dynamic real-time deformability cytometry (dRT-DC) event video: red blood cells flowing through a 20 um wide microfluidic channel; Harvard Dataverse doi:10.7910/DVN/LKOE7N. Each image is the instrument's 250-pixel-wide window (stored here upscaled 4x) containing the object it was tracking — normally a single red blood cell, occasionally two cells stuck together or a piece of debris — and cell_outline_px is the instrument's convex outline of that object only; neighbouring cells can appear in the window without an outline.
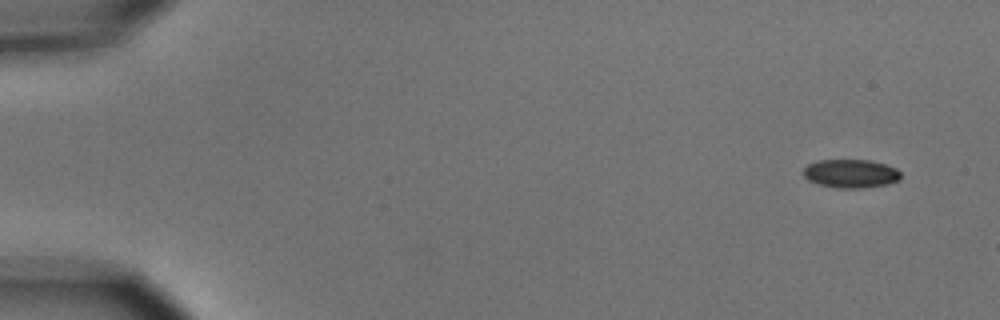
{"species": "common noctule bat (a hibernating species)", "species_latin": "Nyctalus noctula", "temperature_condition": "cold", "stored_images_in_passage": 2, "camera_frame_rate_fps": 3000, "um_per_image_px": 0.085, "animal": {"sex": "male", "body_mass_g": 15.6}, "frame": {"image": 1, "passage_image": 1, "time_ms": 0.0, "image_size_px": [1000, 320], "cell_outline_px": [[900, 180], [888, 184], [864, 188], [836, 188], [816, 184], [808, 180], [800, 172], [808, 164], [816, 160], [868, 160], [884, 164], [896, 168], [900, 172]], "centroid_in_image_um": [72.27, 14.76], "position_along_channel_um": 12.7, "area_um2": 16.42}}